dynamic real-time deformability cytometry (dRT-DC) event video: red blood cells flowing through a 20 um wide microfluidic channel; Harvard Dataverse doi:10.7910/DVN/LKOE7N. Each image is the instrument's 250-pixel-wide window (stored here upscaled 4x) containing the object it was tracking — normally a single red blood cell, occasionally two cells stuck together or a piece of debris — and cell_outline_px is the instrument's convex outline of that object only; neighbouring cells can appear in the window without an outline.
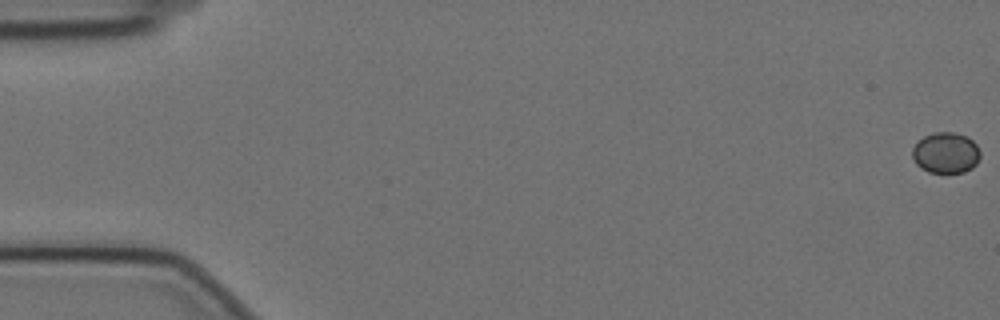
{"species": "Egyptian fruit bat (a non-hibernating species)", "species_latin": "Rousettus aegyptiacus", "temperature_condition": "cold", "stored_images_in_passage": 13, "camera_frame_rate_fps": 3000, "um_per_image_px": 0.085, "animal": {"sex": "female"}, "frame": {"image": 1, "passage_image": 1, "time_ms": 0.0, "image_size_px": [1000, 320], "cell_outline_px": [[980, 156], [976, 164], [972, 168], [964, 172], [928, 172], [920, 168], [916, 164], [912, 156], [912, 148], [924, 136], [936, 132], [952, 132], [964, 136], [972, 140], [976, 144], [980, 152]], "centroid_in_image_um": [80.38, 13.0], "position_along_channel_um": 4.6, "area_um2": 16.07}}